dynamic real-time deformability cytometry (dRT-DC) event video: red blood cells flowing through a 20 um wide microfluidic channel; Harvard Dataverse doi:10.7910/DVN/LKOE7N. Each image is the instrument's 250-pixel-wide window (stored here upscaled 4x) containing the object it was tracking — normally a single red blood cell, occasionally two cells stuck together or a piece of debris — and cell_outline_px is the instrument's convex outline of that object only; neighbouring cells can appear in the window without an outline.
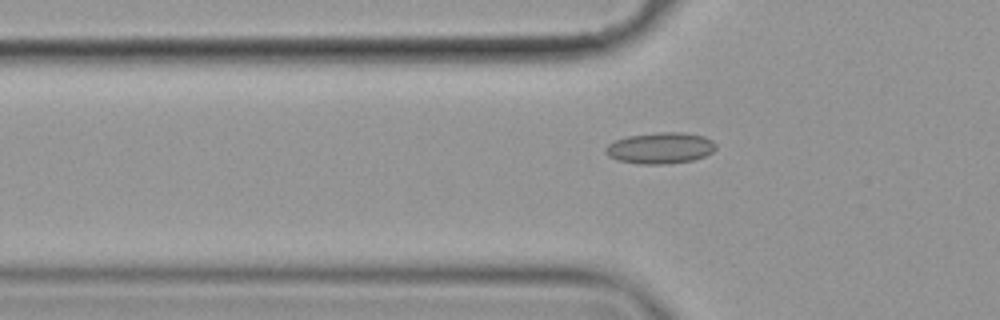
{"species": "common noctule bat (a hibernating species)", "species_latin": "Nyctalus noctula", "temperature_condition": "cold", "stored_images_in_passage": 47, "camera_frame_rate_fps": 3000, "um_per_image_px": 0.085, "animal": {"sex": "female", "body_mass_g": 19.9}, "frame": {"image": 1, "passage_image": 16, "time_ms": 5.0, "image_size_px": [1000, 320], "cell_outline_px": [[716, 148], [712, 152], [704, 156], [692, 160], [668, 164], [636, 164], [616, 160], [608, 156], [604, 152], [604, 148], [608, 144], [616, 140], [628, 136], [660, 132], [684, 132], [704, 136], [712, 140], [716, 144]], "centroid_in_image_um": [56.11, 12.59], "position_along_channel_um": 69.7, "area_um2": 20.23}}
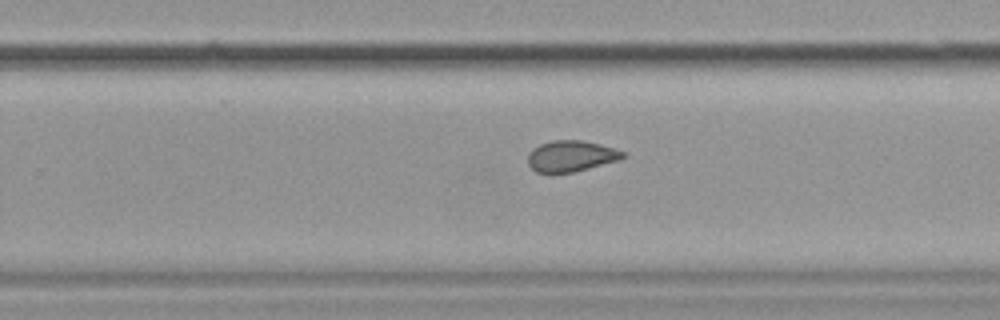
{"frame": {"image": 2, "passage_image": 34, "time_ms": 11.0, "image_size_px": [1000, 320], "cell_outline_px": [[624, 156], [620, 160], [572, 172], [552, 176], [536, 172], [528, 164], [528, 152], [532, 148], [540, 144], [552, 140], [580, 140], [600, 144], [624, 152]], "centroid_in_image_um": [48.46, 13.3], "position_along_channel_um": 281.3, "area_um2": 17.51}}
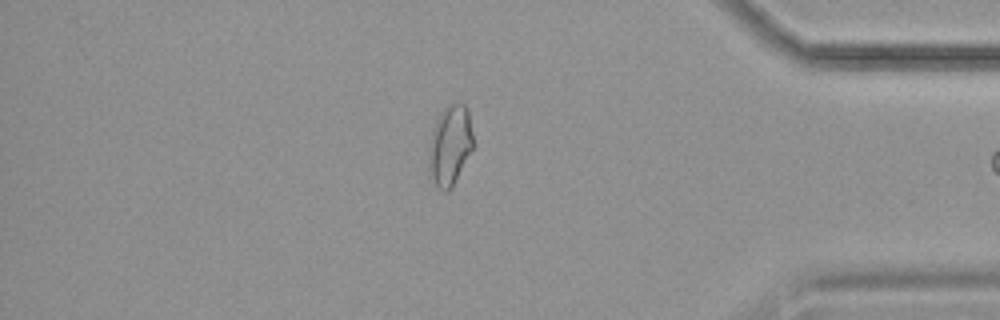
{"frame": {"image": 3, "passage_image": 46, "time_ms": 15.0, "image_size_px": [1000, 320], "cell_outline_px": [[476, 144], [452, 188], [448, 192], [444, 192], [436, 184], [428, 172], [428, 148], [432, 128], [440, 112], [448, 104], [456, 100], [464, 104], [468, 108]], "centroid_in_image_um": [38.28, 12.31], "position_along_channel_um": 396.9, "area_um2": 21.68}}